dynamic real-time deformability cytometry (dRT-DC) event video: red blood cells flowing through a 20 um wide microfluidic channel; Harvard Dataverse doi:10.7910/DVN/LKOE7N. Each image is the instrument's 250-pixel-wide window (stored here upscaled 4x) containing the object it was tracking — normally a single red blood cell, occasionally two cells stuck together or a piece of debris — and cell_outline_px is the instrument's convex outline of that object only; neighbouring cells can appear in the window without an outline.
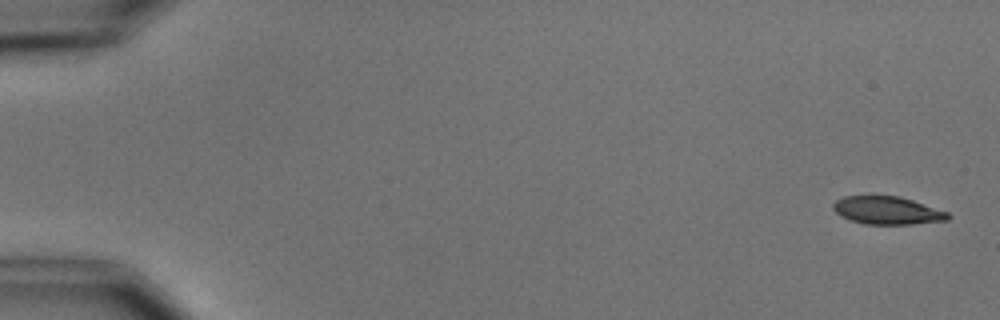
{"species": "common noctule bat (a hibernating species)", "species_latin": "Nyctalus noctula", "temperature_condition": "cold", "stored_images_in_passage": 5, "camera_frame_rate_fps": 3000, "um_per_image_px": 0.085, "animal": {"sex": "male", "body_mass_g": 15.6}, "frame": {"image": 1, "passage_image": 1, "time_ms": 0.0, "image_size_px": [1000, 320], "cell_outline_px": [[952, 216], [948, 220], [912, 224], [864, 224], [840, 216], [832, 208], [832, 204], [836, 200], [844, 196], [896, 196], [912, 200], [948, 212]], "centroid_in_image_um": [75.41, 17.89], "position_along_channel_um": 9.6, "area_um2": 18.55}}
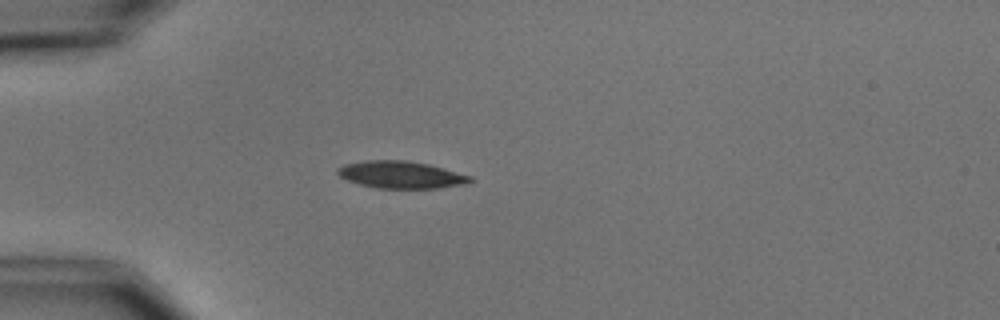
{"frame": {"image": 2, "passage_image": 5, "time_ms": 4.667, "image_size_px": [1000, 320], "cell_outline_px": [[476, 180], [468, 184], [436, 188], [376, 188], [360, 184], [348, 180], [340, 176], [336, 172], [336, 168], [344, 164], [364, 160], [404, 160], [428, 164], [444, 168], [472, 176]], "centroid_in_image_um": [34.11, 14.85], "position_along_channel_um": 50.9, "area_um2": 21.15}}